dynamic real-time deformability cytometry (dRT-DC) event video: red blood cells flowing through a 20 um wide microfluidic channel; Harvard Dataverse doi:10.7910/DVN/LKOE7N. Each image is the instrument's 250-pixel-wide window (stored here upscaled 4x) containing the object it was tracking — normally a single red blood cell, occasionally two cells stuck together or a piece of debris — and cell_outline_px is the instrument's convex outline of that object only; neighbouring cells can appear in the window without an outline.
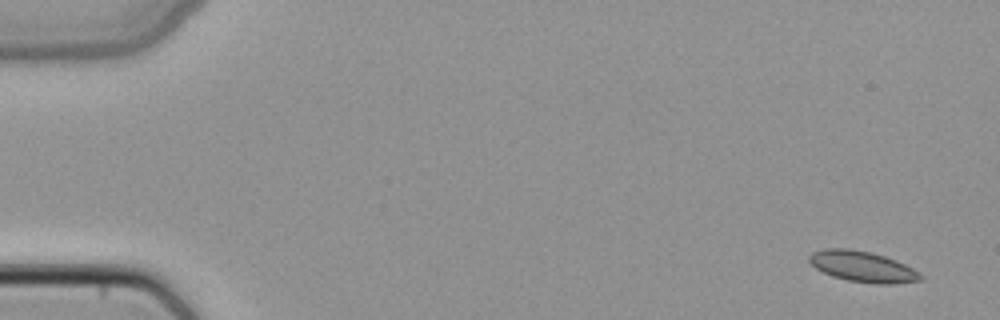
{"species": "common noctule bat (a hibernating species)", "species_latin": "Nyctalus noctula", "temperature_condition": "cold", "stored_images_in_passage": 5, "segment_of_instrument_passage": [1, 2], "camera_frame_rate_fps": 3000, "um_per_image_px": 0.085, "animal": {"sex": "female", "body_mass_g": 22.7, "forearm_length_mm": 54.2}, "frame": {"image": 1, "passage_image": 1, "time_ms": 0.0, "image_size_px": [1000, 320], "cell_outline_px": [[924, 276], [920, 280], [896, 284], [876, 284], [848, 280], [832, 276], [816, 268], [808, 260], [808, 256], [812, 252], [828, 248], [848, 248], [872, 252], [896, 260], [920, 272]], "centroid_in_image_um": [73.33, 22.66], "position_along_channel_um": 11.7, "area_um2": 20.0}}
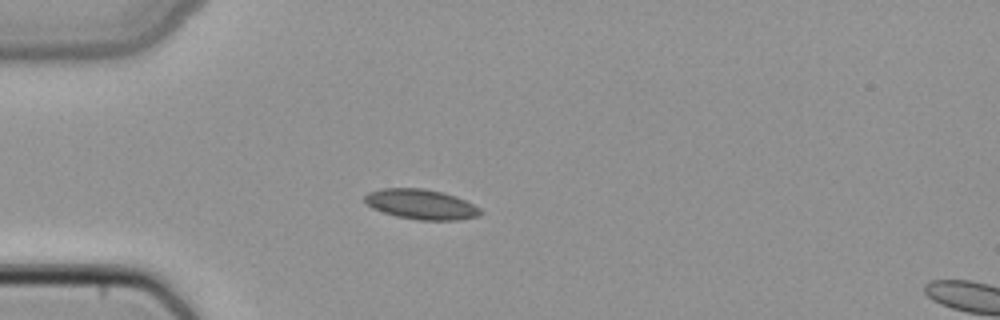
{"frame": {"image": 2, "passage_image": 4, "time_ms": 1.0, "image_size_px": [1000, 320], "cell_outline_px": [[484, 212], [480, 216], [456, 220], [416, 220], [396, 216], [372, 208], [364, 200], [364, 196], [368, 192], [380, 188], [424, 188], [444, 192], [456, 196], [480, 208]], "centroid_in_image_um": [35.8, 17.36], "position_along_channel_um": 49.2, "area_um2": 20.4}}